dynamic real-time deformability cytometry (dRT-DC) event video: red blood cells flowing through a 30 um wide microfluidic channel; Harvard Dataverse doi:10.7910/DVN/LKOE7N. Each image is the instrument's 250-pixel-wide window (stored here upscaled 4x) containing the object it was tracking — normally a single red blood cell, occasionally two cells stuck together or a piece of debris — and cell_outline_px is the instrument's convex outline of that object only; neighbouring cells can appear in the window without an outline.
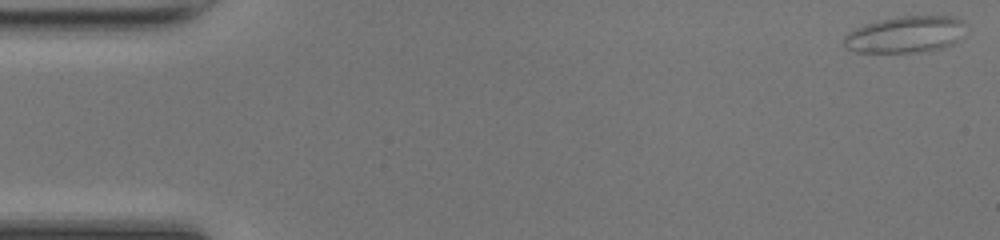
{"species": "common noctule bat (a hibernating species)", "species_latin": "Nyctalus noctula", "temperature_condition": "room temperature", "stored_images_in_passage": 49, "camera_frame_rate_fps": 3000, "um_per_image_px": 0.085, "animal": {"sex": "female", "body_mass_g": 17.0, "forearm_length_mm": 48.0}, "frame": {"image": 1, "passage_image": 1, "time_ms": 0.0, "image_size_px": [1000, 240], "cell_outline_px": [[968, 24], [964, 36], [952, 44], [944, 48], [924, 52], [856, 52], [848, 48], [844, 44], [844, 36], [848, 32], [864, 24], [880, 20], [900, 16], [952, 16], [964, 20]], "centroid_in_image_um": [77.05, 2.92], "position_along_channel_um": 8.0, "area_um2": 26.41}}
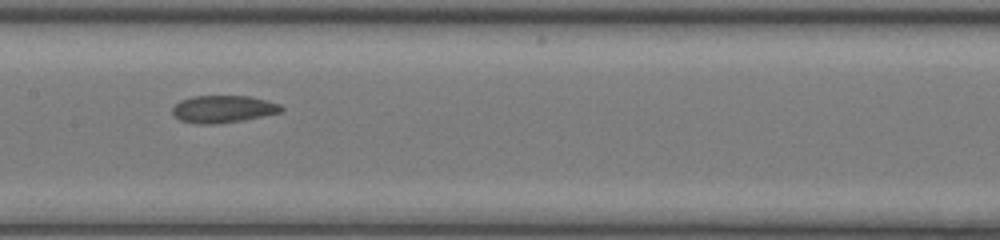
{"frame": {"image": 2, "passage_image": 24, "time_ms": 7.667, "image_size_px": [1000, 240], "cell_outline_px": [[284, 108], [280, 112], [244, 120], [216, 124], [200, 124], [180, 120], [172, 112], [172, 108], [180, 100], [192, 96], [248, 96], [280, 104]], "centroid_in_image_um": [18.95, 9.27], "position_along_channel_um": 188.5, "area_um2": 17.17}}
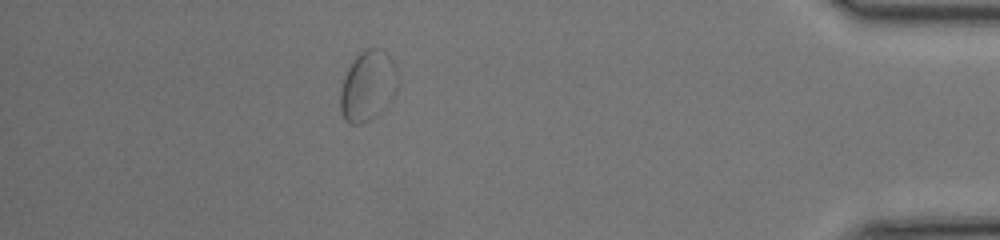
{"frame": {"image": 3, "passage_image": 43, "time_ms": 14.0, "image_size_px": [1000, 240], "cell_outline_px": [[396, 92], [392, 100], [372, 116], [360, 124], [348, 124], [344, 120], [340, 112], [340, 92], [344, 76], [348, 68], [356, 56], [364, 48], [384, 48], [388, 52], [396, 68]], "centroid_in_image_um": [31.24, 7.26], "position_along_channel_um": 404.0, "area_um2": 23.47}, "authors_computed_cell_mechanics": {"area_um2": 18.6694, "velocity_mm_per_s": 4.2313, "shape_relaxation_time_tau1_ms": null, "shape_relaxation_time_tau2_ms": 1.7564, "deformation_change_tau1": null, "deformation_change_tau2": 0.0564}}